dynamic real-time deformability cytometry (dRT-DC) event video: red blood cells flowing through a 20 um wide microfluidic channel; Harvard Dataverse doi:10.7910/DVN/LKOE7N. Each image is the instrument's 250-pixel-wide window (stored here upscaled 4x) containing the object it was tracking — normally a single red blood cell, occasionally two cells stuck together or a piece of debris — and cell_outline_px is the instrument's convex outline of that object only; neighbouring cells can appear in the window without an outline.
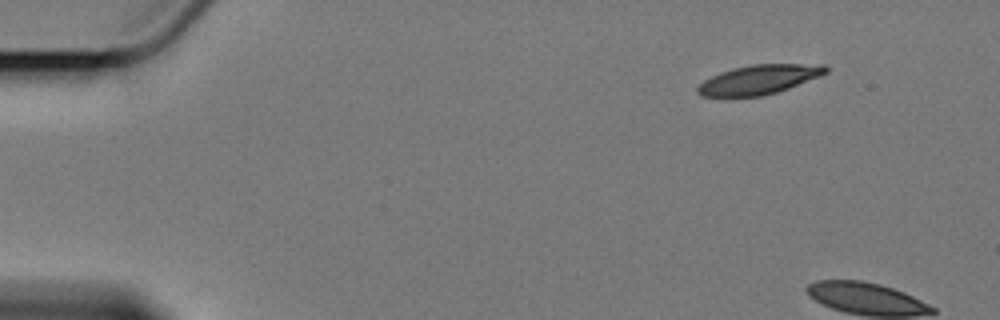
{"species": "Egyptian fruit bat (a non-hibernating species)", "species_latin": "Rousettus aegyptiacus", "temperature_condition": "cold", "stored_images_in_passage": 2, "camera_frame_rate_fps": 3000, "um_per_image_px": 0.085, "animal": {"sex": "female"}, "frame": {"image": 1, "passage_image": 1, "time_ms": 0.0, "image_size_px": [1000, 320], "cell_outline_px": [[828, 72], [820, 76], [788, 88], [776, 92], [760, 96], [724, 100], [700, 96], [696, 92], [696, 88], [704, 80], [720, 72], [732, 68], [752, 64], [828, 64]], "centroid_in_image_um": [64.42, 6.8], "position_along_channel_um": 20.6, "area_um2": 22.72}}